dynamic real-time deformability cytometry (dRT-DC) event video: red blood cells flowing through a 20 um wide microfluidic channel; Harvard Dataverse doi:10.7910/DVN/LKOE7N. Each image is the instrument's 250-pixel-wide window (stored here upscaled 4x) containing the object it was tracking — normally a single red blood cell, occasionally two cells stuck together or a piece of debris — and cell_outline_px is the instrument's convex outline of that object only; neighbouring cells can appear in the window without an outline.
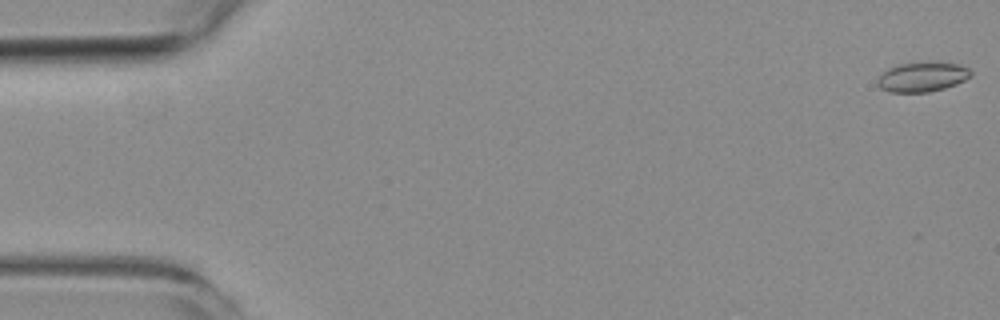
{"species": "common noctule bat (a hibernating species)", "species_latin": "Nyctalus noctula", "temperature_condition": "room temperature", "stored_images_in_passage": 6, "camera_frame_rate_fps": 3000, "um_per_image_px": 0.085, "animal": {"sex": "female", "body_mass_g": 19.3, "forearm_length_mm": 54.1}, "frame": {"image": 1, "passage_image": 1, "time_ms": 0.0, "image_size_px": [1000, 320], "cell_outline_px": [[972, 76], [956, 84], [944, 88], [928, 92], [888, 92], [880, 88], [876, 80], [888, 68], [900, 64], [928, 60], [956, 64], [968, 68], [972, 72]], "centroid_in_image_um": [78.4, 6.52], "position_along_channel_um": 6.6, "area_um2": 16.36}}
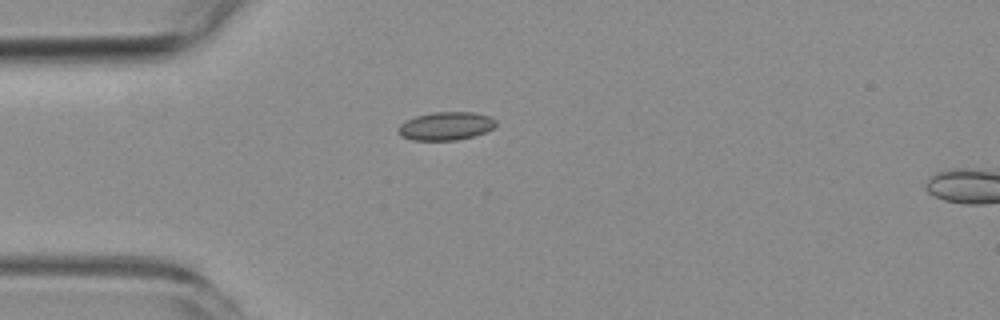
{"frame": {"image": 2, "passage_image": 5, "time_ms": 4.667, "image_size_px": [1000, 320], "cell_outline_px": [[496, 124], [492, 128], [484, 132], [472, 136], [456, 140], [412, 140], [400, 136], [396, 132], [396, 128], [400, 124], [416, 116], [432, 112], [476, 112], [488, 116], [496, 120]], "centroid_in_image_um": [37.85, 10.71], "position_along_channel_um": 47.1, "area_um2": 16.07}}